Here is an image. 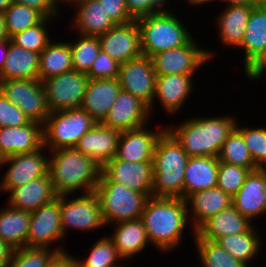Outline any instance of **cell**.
<instances>
[{"label":"cell","mask_w":266,"mask_h":267,"mask_svg":"<svg viewBox=\"0 0 266 267\" xmlns=\"http://www.w3.org/2000/svg\"><path fill=\"white\" fill-rule=\"evenodd\" d=\"M140 219L150 244L165 253L179 247L186 225L190 223L186 202L182 198L150 197Z\"/></svg>","instance_id":"cell-1"},{"label":"cell","mask_w":266,"mask_h":267,"mask_svg":"<svg viewBox=\"0 0 266 267\" xmlns=\"http://www.w3.org/2000/svg\"><path fill=\"white\" fill-rule=\"evenodd\" d=\"M198 117L183 120L176 128L167 126L166 130L189 157H218L222 144L236 126V118L224 114L216 117Z\"/></svg>","instance_id":"cell-2"},{"label":"cell","mask_w":266,"mask_h":267,"mask_svg":"<svg viewBox=\"0 0 266 267\" xmlns=\"http://www.w3.org/2000/svg\"><path fill=\"white\" fill-rule=\"evenodd\" d=\"M49 169L53 188L57 195L94 192L99 182L102 167L90 156L75 147L51 150Z\"/></svg>","instance_id":"cell-3"},{"label":"cell","mask_w":266,"mask_h":267,"mask_svg":"<svg viewBox=\"0 0 266 267\" xmlns=\"http://www.w3.org/2000/svg\"><path fill=\"white\" fill-rule=\"evenodd\" d=\"M189 156L166 130L153 156L152 197L184 199V172Z\"/></svg>","instance_id":"cell-4"},{"label":"cell","mask_w":266,"mask_h":267,"mask_svg":"<svg viewBox=\"0 0 266 267\" xmlns=\"http://www.w3.org/2000/svg\"><path fill=\"white\" fill-rule=\"evenodd\" d=\"M171 11H159L136 20L143 55L151 58L159 52L184 46L193 38L187 26Z\"/></svg>","instance_id":"cell-5"},{"label":"cell","mask_w":266,"mask_h":267,"mask_svg":"<svg viewBox=\"0 0 266 267\" xmlns=\"http://www.w3.org/2000/svg\"><path fill=\"white\" fill-rule=\"evenodd\" d=\"M94 193L97 195L106 226L139 219L147 200L152 197L131 190L123 184L114 183L102 172Z\"/></svg>","instance_id":"cell-6"},{"label":"cell","mask_w":266,"mask_h":267,"mask_svg":"<svg viewBox=\"0 0 266 267\" xmlns=\"http://www.w3.org/2000/svg\"><path fill=\"white\" fill-rule=\"evenodd\" d=\"M96 124L81 108L50 112L43 124V145L48 151L76 147L80 138Z\"/></svg>","instance_id":"cell-7"},{"label":"cell","mask_w":266,"mask_h":267,"mask_svg":"<svg viewBox=\"0 0 266 267\" xmlns=\"http://www.w3.org/2000/svg\"><path fill=\"white\" fill-rule=\"evenodd\" d=\"M243 50L245 75L250 80L260 79L266 73V0L254 6L247 23L243 40L238 46Z\"/></svg>","instance_id":"cell-8"},{"label":"cell","mask_w":266,"mask_h":267,"mask_svg":"<svg viewBox=\"0 0 266 267\" xmlns=\"http://www.w3.org/2000/svg\"><path fill=\"white\" fill-rule=\"evenodd\" d=\"M71 194L60 195L61 226L63 236L68 230L86 232L97 231L106 227L102 210L94 192L81 193L80 196L69 198Z\"/></svg>","instance_id":"cell-9"},{"label":"cell","mask_w":266,"mask_h":267,"mask_svg":"<svg viewBox=\"0 0 266 267\" xmlns=\"http://www.w3.org/2000/svg\"><path fill=\"white\" fill-rule=\"evenodd\" d=\"M0 92L30 119L44 124L50 110L46 90L39 79L0 80Z\"/></svg>","instance_id":"cell-10"},{"label":"cell","mask_w":266,"mask_h":267,"mask_svg":"<svg viewBox=\"0 0 266 267\" xmlns=\"http://www.w3.org/2000/svg\"><path fill=\"white\" fill-rule=\"evenodd\" d=\"M64 236L61 226L60 195L51 202L30 212L27 247L48 248L56 250L59 254L67 253L65 246L51 248L54 242L63 241Z\"/></svg>","instance_id":"cell-11"},{"label":"cell","mask_w":266,"mask_h":267,"mask_svg":"<svg viewBox=\"0 0 266 267\" xmlns=\"http://www.w3.org/2000/svg\"><path fill=\"white\" fill-rule=\"evenodd\" d=\"M192 38L186 45L159 52L151 57L157 76L170 74L194 75L197 68L210 62L215 52L199 47ZM213 56V57H212ZM212 57V58H211Z\"/></svg>","instance_id":"cell-12"},{"label":"cell","mask_w":266,"mask_h":267,"mask_svg":"<svg viewBox=\"0 0 266 267\" xmlns=\"http://www.w3.org/2000/svg\"><path fill=\"white\" fill-rule=\"evenodd\" d=\"M88 81L87 74L74 69L43 80L50 112L80 108Z\"/></svg>","instance_id":"cell-13"},{"label":"cell","mask_w":266,"mask_h":267,"mask_svg":"<svg viewBox=\"0 0 266 267\" xmlns=\"http://www.w3.org/2000/svg\"><path fill=\"white\" fill-rule=\"evenodd\" d=\"M46 147L24 154L11 155L3 158L2 166L8 164L7 171L2 176L0 189L9 192L31 180L48 175L49 156L44 153ZM47 156H46V155Z\"/></svg>","instance_id":"cell-14"},{"label":"cell","mask_w":266,"mask_h":267,"mask_svg":"<svg viewBox=\"0 0 266 267\" xmlns=\"http://www.w3.org/2000/svg\"><path fill=\"white\" fill-rule=\"evenodd\" d=\"M156 77L152 60L146 55L131 59L119 67L121 89L138 97L148 107L153 104Z\"/></svg>","instance_id":"cell-15"},{"label":"cell","mask_w":266,"mask_h":267,"mask_svg":"<svg viewBox=\"0 0 266 267\" xmlns=\"http://www.w3.org/2000/svg\"><path fill=\"white\" fill-rule=\"evenodd\" d=\"M101 50L120 65L137 58L142 53L140 29L133 20L126 24H116L99 36Z\"/></svg>","instance_id":"cell-16"},{"label":"cell","mask_w":266,"mask_h":267,"mask_svg":"<svg viewBox=\"0 0 266 267\" xmlns=\"http://www.w3.org/2000/svg\"><path fill=\"white\" fill-rule=\"evenodd\" d=\"M101 172L114 183L152 195L153 161L130 162L114 157L102 167Z\"/></svg>","instance_id":"cell-17"},{"label":"cell","mask_w":266,"mask_h":267,"mask_svg":"<svg viewBox=\"0 0 266 267\" xmlns=\"http://www.w3.org/2000/svg\"><path fill=\"white\" fill-rule=\"evenodd\" d=\"M150 116L149 107L143 101L121 89L111 109L100 123L123 132L148 126Z\"/></svg>","instance_id":"cell-18"},{"label":"cell","mask_w":266,"mask_h":267,"mask_svg":"<svg viewBox=\"0 0 266 267\" xmlns=\"http://www.w3.org/2000/svg\"><path fill=\"white\" fill-rule=\"evenodd\" d=\"M232 205L250 222L265 214L266 168L250 171L243 185L232 197Z\"/></svg>","instance_id":"cell-19"},{"label":"cell","mask_w":266,"mask_h":267,"mask_svg":"<svg viewBox=\"0 0 266 267\" xmlns=\"http://www.w3.org/2000/svg\"><path fill=\"white\" fill-rule=\"evenodd\" d=\"M146 125L121 132L115 157L130 162L153 161L158 139L166 127L155 131Z\"/></svg>","instance_id":"cell-20"},{"label":"cell","mask_w":266,"mask_h":267,"mask_svg":"<svg viewBox=\"0 0 266 267\" xmlns=\"http://www.w3.org/2000/svg\"><path fill=\"white\" fill-rule=\"evenodd\" d=\"M194 75L170 74L159 75L156 77L155 95L153 104L149 107L150 115L153 111L154 101L157 100L162 106V109L171 115H175L183 108L192 90L195 86Z\"/></svg>","instance_id":"cell-21"},{"label":"cell","mask_w":266,"mask_h":267,"mask_svg":"<svg viewBox=\"0 0 266 267\" xmlns=\"http://www.w3.org/2000/svg\"><path fill=\"white\" fill-rule=\"evenodd\" d=\"M43 146V125L30 121L18 127H0V157L30 153Z\"/></svg>","instance_id":"cell-22"},{"label":"cell","mask_w":266,"mask_h":267,"mask_svg":"<svg viewBox=\"0 0 266 267\" xmlns=\"http://www.w3.org/2000/svg\"><path fill=\"white\" fill-rule=\"evenodd\" d=\"M120 135L121 131L98 122L80 138L75 148L103 167L115 157Z\"/></svg>","instance_id":"cell-23"},{"label":"cell","mask_w":266,"mask_h":267,"mask_svg":"<svg viewBox=\"0 0 266 267\" xmlns=\"http://www.w3.org/2000/svg\"><path fill=\"white\" fill-rule=\"evenodd\" d=\"M185 202L188 219L192 224V233H195V230L209 217L229 208L232 205V197L219 187H214L190 194Z\"/></svg>","instance_id":"cell-24"},{"label":"cell","mask_w":266,"mask_h":267,"mask_svg":"<svg viewBox=\"0 0 266 267\" xmlns=\"http://www.w3.org/2000/svg\"><path fill=\"white\" fill-rule=\"evenodd\" d=\"M8 193V206L28 212L37 210L58 196L49 174L11 189Z\"/></svg>","instance_id":"cell-25"},{"label":"cell","mask_w":266,"mask_h":267,"mask_svg":"<svg viewBox=\"0 0 266 267\" xmlns=\"http://www.w3.org/2000/svg\"><path fill=\"white\" fill-rule=\"evenodd\" d=\"M120 90L118 78L89 79L80 108L97 123L101 122L111 109Z\"/></svg>","instance_id":"cell-26"},{"label":"cell","mask_w":266,"mask_h":267,"mask_svg":"<svg viewBox=\"0 0 266 267\" xmlns=\"http://www.w3.org/2000/svg\"><path fill=\"white\" fill-rule=\"evenodd\" d=\"M252 225L253 221L250 222L231 205L204 221L195 234L200 239L216 241L218 238L246 232Z\"/></svg>","instance_id":"cell-27"},{"label":"cell","mask_w":266,"mask_h":267,"mask_svg":"<svg viewBox=\"0 0 266 267\" xmlns=\"http://www.w3.org/2000/svg\"><path fill=\"white\" fill-rule=\"evenodd\" d=\"M74 5L77 8L70 27L78 34L99 37L116 25L99 0H78Z\"/></svg>","instance_id":"cell-28"},{"label":"cell","mask_w":266,"mask_h":267,"mask_svg":"<svg viewBox=\"0 0 266 267\" xmlns=\"http://www.w3.org/2000/svg\"><path fill=\"white\" fill-rule=\"evenodd\" d=\"M218 157H189L184 172V200L198 191L217 187Z\"/></svg>","instance_id":"cell-29"},{"label":"cell","mask_w":266,"mask_h":267,"mask_svg":"<svg viewBox=\"0 0 266 267\" xmlns=\"http://www.w3.org/2000/svg\"><path fill=\"white\" fill-rule=\"evenodd\" d=\"M110 226L114 227L109 237L112 239L118 255L124 259L123 261L132 259L134 255L142 252L150 244L146 229L140 218Z\"/></svg>","instance_id":"cell-30"},{"label":"cell","mask_w":266,"mask_h":267,"mask_svg":"<svg viewBox=\"0 0 266 267\" xmlns=\"http://www.w3.org/2000/svg\"><path fill=\"white\" fill-rule=\"evenodd\" d=\"M254 6L227 5L216 18L219 40L228 47H238L244 37L248 19Z\"/></svg>","instance_id":"cell-31"},{"label":"cell","mask_w":266,"mask_h":267,"mask_svg":"<svg viewBox=\"0 0 266 267\" xmlns=\"http://www.w3.org/2000/svg\"><path fill=\"white\" fill-rule=\"evenodd\" d=\"M39 55L12 43L9 39L8 54L0 71V80L39 79Z\"/></svg>","instance_id":"cell-32"},{"label":"cell","mask_w":266,"mask_h":267,"mask_svg":"<svg viewBox=\"0 0 266 267\" xmlns=\"http://www.w3.org/2000/svg\"><path fill=\"white\" fill-rule=\"evenodd\" d=\"M5 207L0 210V239L13 249L27 247L30 212Z\"/></svg>","instance_id":"cell-33"},{"label":"cell","mask_w":266,"mask_h":267,"mask_svg":"<svg viewBox=\"0 0 266 267\" xmlns=\"http://www.w3.org/2000/svg\"><path fill=\"white\" fill-rule=\"evenodd\" d=\"M259 231L252 225L246 232L218 238L215 242L247 267L256 259L261 249ZM249 265V266H248Z\"/></svg>","instance_id":"cell-34"},{"label":"cell","mask_w":266,"mask_h":267,"mask_svg":"<svg viewBox=\"0 0 266 267\" xmlns=\"http://www.w3.org/2000/svg\"><path fill=\"white\" fill-rule=\"evenodd\" d=\"M73 70L72 52L69 42L50 41L39 55V80Z\"/></svg>","instance_id":"cell-35"},{"label":"cell","mask_w":266,"mask_h":267,"mask_svg":"<svg viewBox=\"0 0 266 267\" xmlns=\"http://www.w3.org/2000/svg\"><path fill=\"white\" fill-rule=\"evenodd\" d=\"M192 235L201 267H247L215 241L200 239L195 233Z\"/></svg>","instance_id":"cell-36"},{"label":"cell","mask_w":266,"mask_h":267,"mask_svg":"<svg viewBox=\"0 0 266 267\" xmlns=\"http://www.w3.org/2000/svg\"><path fill=\"white\" fill-rule=\"evenodd\" d=\"M85 259L74 257L76 267H126L118 263L123 260L117 252L112 239L109 236H103L93 243L89 255Z\"/></svg>","instance_id":"cell-37"},{"label":"cell","mask_w":266,"mask_h":267,"mask_svg":"<svg viewBox=\"0 0 266 267\" xmlns=\"http://www.w3.org/2000/svg\"><path fill=\"white\" fill-rule=\"evenodd\" d=\"M218 160L223 163L242 166L251 171L258 169L251 158L241 133L236 128L222 144Z\"/></svg>","instance_id":"cell-38"},{"label":"cell","mask_w":266,"mask_h":267,"mask_svg":"<svg viewBox=\"0 0 266 267\" xmlns=\"http://www.w3.org/2000/svg\"><path fill=\"white\" fill-rule=\"evenodd\" d=\"M78 35L76 41L69 42L72 66L75 71L87 74L101 50L100 41L97 36Z\"/></svg>","instance_id":"cell-39"},{"label":"cell","mask_w":266,"mask_h":267,"mask_svg":"<svg viewBox=\"0 0 266 267\" xmlns=\"http://www.w3.org/2000/svg\"><path fill=\"white\" fill-rule=\"evenodd\" d=\"M3 15L9 38L40 23L45 18L38 10L14 2L3 12Z\"/></svg>","instance_id":"cell-40"},{"label":"cell","mask_w":266,"mask_h":267,"mask_svg":"<svg viewBox=\"0 0 266 267\" xmlns=\"http://www.w3.org/2000/svg\"><path fill=\"white\" fill-rule=\"evenodd\" d=\"M52 18L45 17L40 23L27 28L26 30L16 33L10 37V41L27 50L41 53L51 41L47 24Z\"/></svg>","instance_id":"cell-41"},{"label":"cell","mask_w":266,"mask_h":267,"mask_svg":"<svg viewBox=\"0 0 266 267\" xmlns=\"http://www.w3.org/2000/svg\"><path fill=\"white\" fill-rule=\"evenodd\" d=\"M58 255L48 248L22 247L13 250L9 267H48Z\"/></svg>","instance_id":"cell-42"},{"label":"cell","mask_w":266,"mask_h":267,"mask_svg":"<svg viewBox=\"0 0 266 267\" xmlns=\"http://www.w3.org/2000/svg\"><path fill=\"white\" fill-rule=\"evenodd\" d=\"M235 128L241 133L254 164L258 168H266V127L249 128L238 126Z\"/></svg>","instance_id":"cell-43"},{"label":"cell","mask_w":266,"mask_h":267,"mask_svg":"<svg viewBox=\"0 0 266 267\" xmlns=\"http://www.w3.org/2000/svg\"><path fill=\"white\" fill-rule=\"evenodd\" d=\"M250 169L219 161L217 187L233 197L245 182Z\"/></svg>","instance_id":"cell-44"},{"label":"cell","mask_w":266,"mask_h":267,"mask_svg":"<svg viewBox=\"0 0 266 267\" xmlns=\"http://www.w3.org/2000/svg\"><path fill=\"white\" fill-rule=\"evenodd\" d=\"M120 64L107 53L100 50L98 56L87 73L89 79H117Z\"/></svg>","instance_id":"cell-45"},{"label":"cell","mask_w":266,"mask_h":267,"mask_svg":"<svg viewBox=\"0 0 266 267\" xmlns=\"http://www.w3.org/2000/svg\"><path fill=\"white\" fill-rule=\"evenodd\" d=\"M30 119L0 92V127L26 125Z\"/></svg>","instance_id":"cell-46"},{"label":"cell","mask_w":266,"mask_h":267,"mask_svg":"<svg viewBox=\"0 0 266 267\" xmlns=\"http://www.w3.org/2000/svg\"><path fill=\"white\" fill-rule=\"evenodd\" d=\"M115 24H126L134 19L130 16L125 0H99Z\"/></svg>","instance_id":"cell-47"},{"label":"cell","mask_w":266,"mask_h":267,"mask_svg":"<svg viewBox=\"0 0 266 267\" xmlns=\"http://www.w3.org/2000/svg\"><path fill=\"white\" fill-rule=\"evenodd\" d=\"M125 2L128 12L134 20L159 12L150 0H125Z\"/></svg>","instance_id":"cell-48"},{"label":"cell","mask_w":266,"mask_h":267,"mask_svg":"<svg viewBox=\"0 0 266 267\" xmlns=\"http://www.w3.org/2000/svg\"><path fill=\"white\" fill-rule=\"evenodd\" d=\"M14 3L27 5L41 12L47 18H56L61 12L53 4L52 0H13Z\"/></svg>","instance_id":"cell-49"},{"label":"cell","mask_w":266,"mask_h":267,"mask_svg":"<svg viewBox=\"0 0 266 267\" xmlns=\"http://www.w3.org/2000/svg\"><path fill=\"white\" fill-rule=\"evenodd\" d=\"M48 267H76L73 256L68 253L59 254Z\"/></svg>","instance_id":"cell-50"},{"label":"cell","mask_w":266,"mask_h":267,"mask_svg":"<svg viewBox=\"0 0 266 267\" xmlns=\"http://www.w3.org/2000/svg\"><path fill=\"white\" fill-rule=\"evenodd\" d=\"M13 250L5 241L0 239V267H9Z\"/></svg>","instance_id":"cell-51"},{"label":"cell","mask_w":266,"mask_h":267,"mask_svg":"<svg viewBox=\"0 0 266 267\" xmlns=\"http://www.w3.org/2000/svg\"><path fill=\"white\" fill-rule=\"evenodd\" d=\"M9 39L0 40V71L2 70L8 54Z\"/></svg>","instance_id":"cell-52"},{"label":"cell","mask_w":266,"mask_h":267,"mask_svg":"<svg viewBox=\"0 0 266 267\" xmlns=\"http://www.w3.org/2000/svg\"><path fill=\"white\" fill-rule=\"evenodd\" d=\"M217 1V0H216ZM220 2V0H218ZM227 5H247V6H258L264 0H221Z\"/></svg>","instance_id":"cell-53"},{"label":"cell","mask_w":266,"mask_h":267,"mask_svg":"<svg viewBox=\"0 0 266 267\" xmlns=\"http://www.w3.org/2000/svg\"><path fill=\"white\" fill-rule=\"evenodd\" d=\"M10 39L6 30V24L3 13H0V40Z\"/></svg>","instance_id":"cell-54"},{"label":"cell","mask_w":266,"mask_h":267,"mask_svg":"<svg viewBox=\"0 0 266 267\" xmlns=\"http://www.w3.org/2000/svg\"><path fill=\"white\" fill-rule=\"evenodd\" d=\"M150 2L158 11H169L168 8L163 7L169 0H150Z\"/></svg>","instance_id":"cell-55"},{"label":"cell","mask_w":266,"mask_h":267,"mask_svg":"<svg viewBox=\"0 0 266 267\" xmlns=\"http://www.w3.org/2000/svg\"><path fill=\"white\" fill-rule=\"evenodd\" d=\"M78 0H52V2H53V4L56 6V8L57 9H61V8H59L60 6V3H64L63 5H65V4H67V6H68V4L70 5L69 7H72L73 6V4H75L76 2H77ZM59 4V5H58ZM72 5V6H71Z\"/></svg>","instance_id":"cell-56"},{"label":"cell","mask_w":266,"mask_h":267,"mask_svg":"<svg viewBox=\"0 0 266 267\" xmlns=\"http://www.w3.org/2000/svg\"><path fill=\"white\" fill-rule=\"evenodd\" d=\"M186 2H188L189 4H191L192 6H200L201 4H208V3H214V1L216 2V0H185Z\"/></svg>","instance_id":"cell-57"},{"label":"cell","mask_w":266,"mask_h":267,"mask_svg":"<svg viewBox=\"0 0 266 267\" xmlns=\"http://www.w3.org/2000/svg\"><path fill=\"white\" fill-rule=\"evenodd\" d=\"M12 3L13 0H0V13H3Z\"/></svg>","instance_id":"cell-58"},{"label":"cell","mask_w":266,"mask_h":267,"mask_svg":"<svg viewBox=\"0 0 266 267\" xmlns=\"http://www.w3.org/2000/svg\"><path fill=\"white\" fill-rule=\"evenodd\" d=\"M2 163H3V158L0 157V169H1V167H2Z\"/></svg>","instance_id":"cell-59"}]
</instances>
